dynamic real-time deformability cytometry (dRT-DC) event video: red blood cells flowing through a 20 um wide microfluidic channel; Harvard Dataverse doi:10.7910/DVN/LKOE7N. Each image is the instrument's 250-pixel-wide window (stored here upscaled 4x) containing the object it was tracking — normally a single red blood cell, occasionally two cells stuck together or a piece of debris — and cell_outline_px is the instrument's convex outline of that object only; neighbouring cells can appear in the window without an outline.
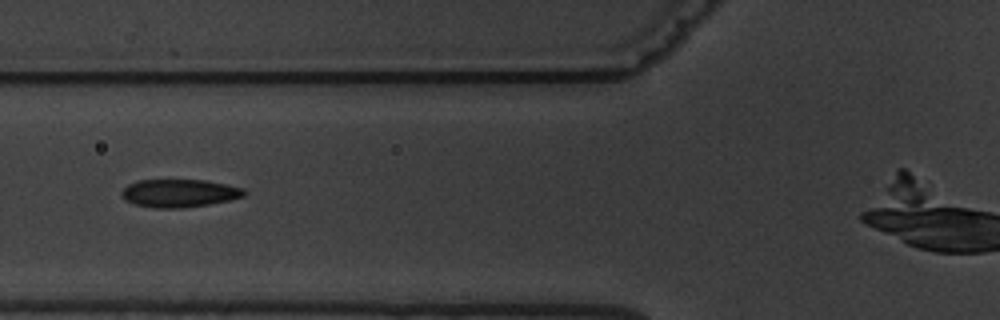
{"species": "common noctule bat (a hibernating species)", "species_latin": "Nyctalus noctula", "temperature_condition": "warm", "stored_images_in_passage": 7, "camera_frame_rate_fps": 3000, "um_per_image_px": 0.085, "animal": {"sex": "male", "body_mass_g": 19.5, "forearm_length_mm": 54.6}, "frame": {"image": 1, "passage_image": 3, "time_ms": 3.0, "image_size_px": [1000, 320], "cell_outline_px": [[248, 192], [244, 196], [228, 200], [208, 204], [184, 208], [156, 208], [136, 204], [124, 200], [120, 196], [120, 192], [128, 184], [136, 180], [208, 180], [244, 188]], "centroid_in_image_um": [15.23, 16.41], "position_along_channel_um": 110.6, "area_um2": 20.11}}
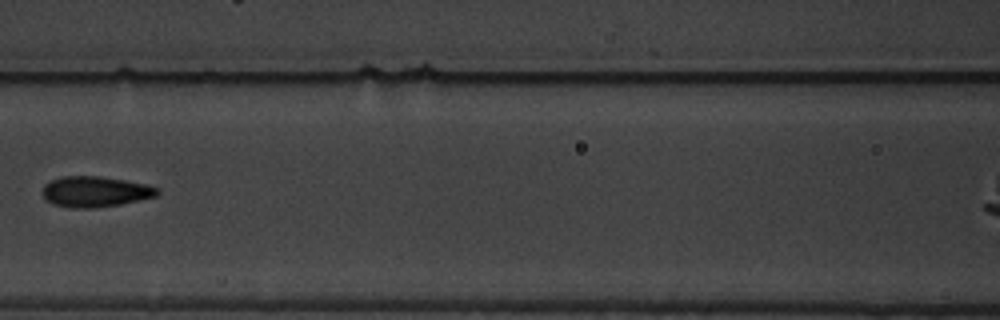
{"frame": {"image": 2, "passage_image": 4, "time_ms": 4.333, "image_size_px": [1000, 320], "cell_outline_px": [[160, 192], [156, 196], [120, 204], [92, 208], [72, 208], [52, 204], [44, 200], [40, 192], [44, 184], [60, 176], [100, 176], [124, 180], [144, 184], [160, 188]], "centroid_in_image_um": [8.02, 16.29], "position_along_channel_um": 158.6, "area_um2": 20.69}}
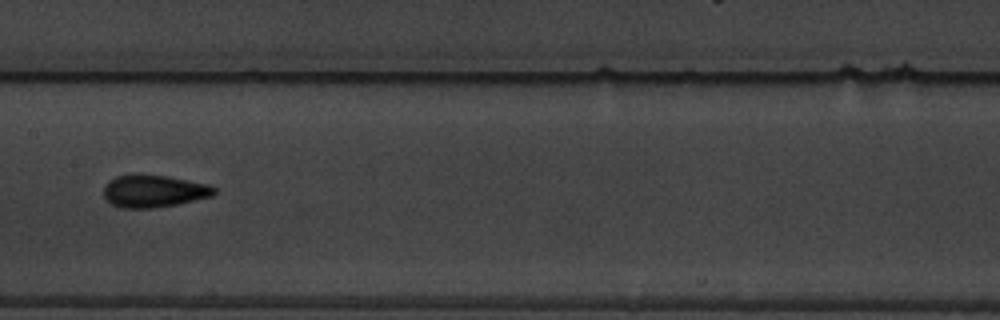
{"frame": {"image": 3, "passage_image": 5, "time_ms": 5.333, "image_size_px": [1000, 320], "cell_outline_px": [[216, 192], [212, 196], [176, 204], [152, 208], [120, 208], [112, 204], [104, 196], [104, 184], [108, 180], [116, 176], [168, 176], [208, 184], [216, 188]], "centroid_in_image_um": [13.07, 16.26], "position_along_channel_um": 194.3, "area_um2": 20.46}}